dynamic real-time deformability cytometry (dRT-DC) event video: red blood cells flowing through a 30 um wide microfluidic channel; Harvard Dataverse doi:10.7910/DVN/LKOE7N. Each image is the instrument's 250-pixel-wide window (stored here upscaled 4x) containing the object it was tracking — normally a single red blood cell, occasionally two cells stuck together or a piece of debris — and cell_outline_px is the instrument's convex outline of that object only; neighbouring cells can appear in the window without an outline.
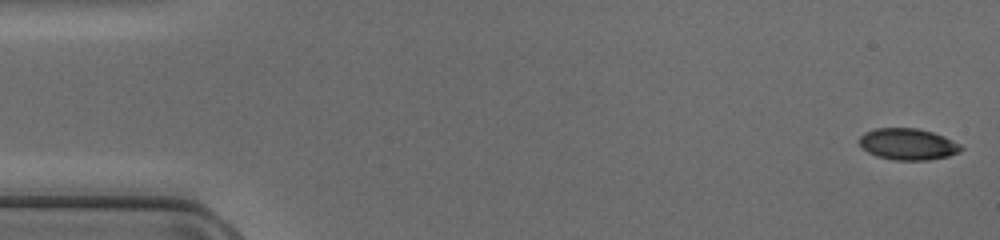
{"species": "common noctule bat (a hibernating species)", "species_latin": "Nyctalus noctula", "temperature_condition": "cold", "stored_images_in_passage": 48, "camera_frame_rate_fps": 3000, "um_per_image_px": 0.085, "animal": {"sex": "female", "body_mass_g": 17.0, "forearm_length_mm": 48.0}, "frame": {"image": 1, "passage_image": 1, "time_ms": 0.0, "image_size_px": [1000, 240], "cell_outline_px": [[964, 148], [960, 152], [948, 156], [928, 160], [896, 160], [876, 156], [868, 152], [860, 144], [860, 136], [864, 132], [876, 128], [916, 128], [932, 132], [944, 136], [960, 144]], "centroid_in_image_um": [77.19, 12.25], "position_along_channel_um": 7.8, "area_um2": 18.61}}
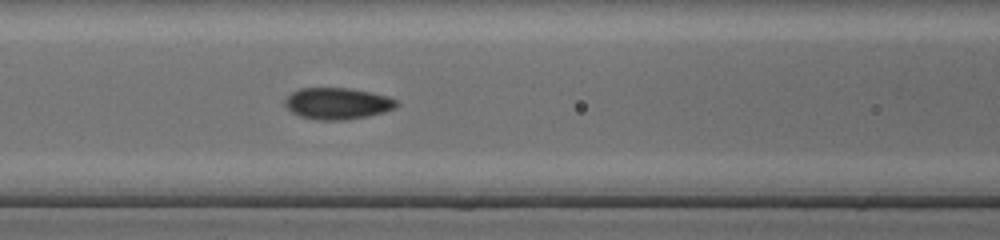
{"frame": {"image": 2, "passage_image": 20, "time_ms": 6.333, "image_size_px": [1000, 240], "cell_outline_px": [[400, 104], [396, 108], [384, 112], [368, 116], [348, 120], [316, 120], [300, 116], [292, 112], [284, 104], [284, 100], [292, 92], [300, 88], [352, 88], [372, 92], [388, 96], [400, 100]], "centroid_in_image_um": [28.74, 8.79], "position_along_channel_um": 137.9, "area_um2": 20.87}}
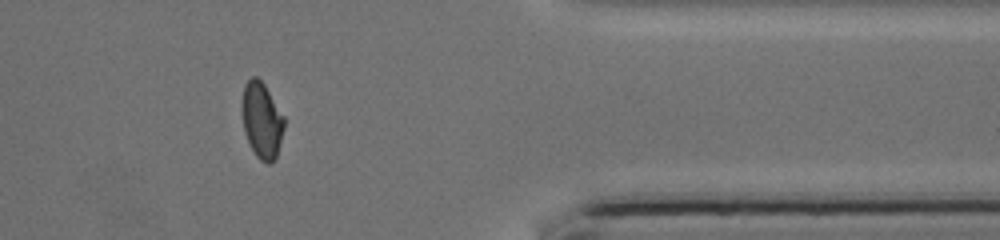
{"frame": {"image": 3, "passage_image": 39, "time_ms": 12.667, "image_size_px": [1000, 240], "cell_outline_px": [[284, 128], [276, 156], [268, 164], [260, 160], [256, 156], [244, 132], [240, 108], [240, 104], [244, 84], [252, 76], [256, 76], [264, 84], [284, 116]], "centroid_in_image_um": [22.21, 10.18], "position_along_channel_um": 389.2, "area_um2": 18.73}}